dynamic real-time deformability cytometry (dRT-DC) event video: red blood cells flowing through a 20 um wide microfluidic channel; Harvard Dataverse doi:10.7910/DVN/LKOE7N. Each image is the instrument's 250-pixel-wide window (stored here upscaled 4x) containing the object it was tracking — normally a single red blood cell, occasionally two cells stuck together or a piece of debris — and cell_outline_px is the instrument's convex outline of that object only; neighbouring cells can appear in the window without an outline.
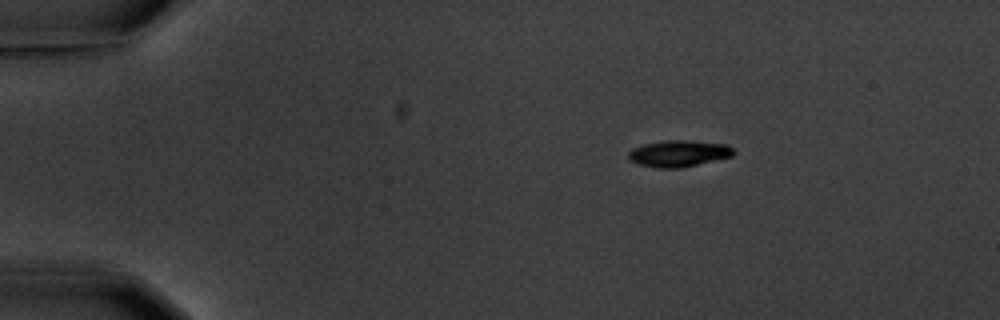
{"species": "common noctule bat (a hibernating species)", "species_latin": "Nyctalus noctula", "temperature_condition": "warm", "stored_images_in_passage": 3, "camera_frame_rate_fps": 3000, "um_per_image_px": 0.085, "animal": {"sex": "male", "body_mass_g": 20.1, "forearm_length_mm": 53.5}, "frame": {"image": 1, "passage_image": 1, "time_ms": 0.0, "image_size_px": [1000, 320], "cell_outline_px": [[736, 152], [732, 156], [680, 168], [660, 168], [640, 164], [632, 160], [628, 156], [628, 152], [632, 148], [644, 144], [668, 140], [688, 140], [728, 144]], "centroid_in_image_um": [57.72, 13.03], "position_along_channel_um": 27.3, "area_um2": 16.07}}